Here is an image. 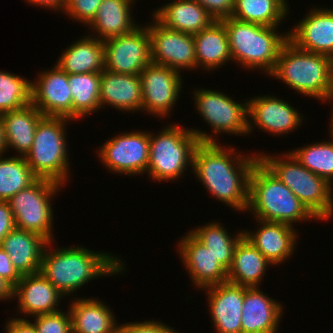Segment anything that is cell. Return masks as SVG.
Masks as SVG:
<instances>
[{
	"mask_svg": "<svg viewBox=\"0 0 333 333\" xmlns=\"http://www.w3.org/2000/svg\"><path fill=\"white\" fill-rule=\"evenodd\" d=\"M224 147L217 142H200L193 154L192 172L214 198L235 211L246 212L249 175L259 154L242 155L235 147Z\"/></svg>",
	"mask_w": 333,
	"mask_h": 333,
	"instance_id": "obj_1",
	"label": "cell"
},
{
	"mask_svg": "<svg viewBox=\"0 0 333 333\" xmlns=\"http://www.w3.org/2000/svg\"><path fill=\"white\" fill-rule=\"evenodd\" d=\"M50 244L53 241L45 247L40 272L63 296L73 294L98 277L126 270L125 262L112 253L91 251L78 245L53 249Z\"/></svg>",
	"mask_w": 333,
	"mask_h": 333,
	"instance_id": "obj_2",
	"label": "cell"
},
{
	"mask_svg": "<svg viewBox=\"0 0 333 333\" xmlns=\"http://www.w3.org/2000/svg\"><path fill=\"white\" fill-rule=\"evenodd\" d=\"M270 75L298 94L333 101V58L328 55L299 49L287 40Z\"/></svg>",
	"mask_w": 333,
	"mask_h": 333,
	"instance_id": "obj_3",
	"label": "cell"
},
{
	"mask_svg": "<svg viewBox=\"0 0 333 333\" xmlns=\"http://www.w3.org/2000/svg\"><path fill=\"white\" fill-rule=\"evenodd\" d=\"M248 210L255 219L291 226L317 219L260 160L249 175Z\"/></svg>",
	"mask_w": 333,
	"mask_h": 333,
	"instance_id": "obj_4",
	"label": "cell"
},
{
	"mask_svg": "<svg viewBox=\"0 0 333 333\" xmlns=\"http://www.w3.org/2000/svg\"><path fill=\"white\" fill-rule=\"evenodd\" d=\"M168 125L157 135L150 133L147 175L160 182L182 178L188 165L192 166L193 154L200 142L216 143L214 136L204 130Z\"/></svg>",
	"mask_w": 333,
	"mask_h": 333,
	"instance_id": "obj_5",
	"label": "cell"
},
{
	"mask_svg": "<svg viewBox=\"0 0 333 333\" xmlns=\"http://www.w3.org/2000/svg\"><path fill=\"white\" fill-rule=\"evenodd\" d=\"M227 30L232 61L245 69H261L269 75L278 59L279 52L288 40V33L257 23L242 22L232 17L220 20Z\"/></svg>",
	"mask_w": 333,
	"mask_h": 333,
	"instance_id": "obj_6",
	"label": "cell"
},
{
	"mask_svg": "<svg viewBox=\"0 0 333 333\" xmlns=\"http://www.w3.org/2000/svg\"><path fill=\"white\" fill-rule=\"evenodd\" d=\"M259 154V160L308 208L317 220L333 216V186L304 167L289 151L272 156ZM265 154V155H264Z\"/></svg>",
	"mask_w": 333,
	"mask_h": 333,
	"instance_id": "obj_7",
	"label": "cell"
},
{
	"mask_svg": "<svg viewBox=\"0 0 333 333\" xmlns=\"http://www.w3.org/2000/svg\"><path fill=\"white\" fill-rule=\"evenodd\" d=\"M69 120L73 121L65 117H44L36 128L33 146L25 156L38 178L49 179L63 186L69 181L70 174L65 134Z\"/></svg>",
	"mask_w": 333,
	"mask_h": 333,
	"instance_id": "obj_8",
	"label": "cell"
},
{
	"mask_svg": "<svg viewBox=\"0 0 333 333\" xmlns=\"http://www.w3.org/2000/svg\"><path fill=\"white\" fill-rule=\"evenodd\" d=\"M62 187L63 185L58 182L38 178L10 198L8 202L16 228L37 233L49 242L53 241L52 220L54 218L51 200Z\"/></svg>",
	"mask_w": 333,
	"mask_h": 333,
	"instance_id": "obj_9",
	"label": "cell"
},
{
	"mask_svg": "<svg viewBox=\"0 0 333 333\" xmlns=\"http://www.w3.org/2000/svg\"><path fill=\"white\" fill-rule=\"evenodd\" d=\"M193 93L194 106L214 136L220 133L248 135V100L237 103L227 94L210 89H196Z\"/></svg>",
	"mask_w": 333,
	"mask_h": 333,
	"instance_id": "obj_10",
	"label": "cell"
},
{
	"mask_svg": "<svg viewBox=\"0 0 333 333\" xmlns=\"http://www.w3.org/2000/svg\"><path fill=\"white\" fill-rule=\"evenodd\" d=\"M149 131H131L106 140L98 149L100 163L107 170L127 176L147 172L149 162Z\"/></svg>",
	"mask_w": 333,
	"mask_h": 333,
	"instance_id": "obj_11",
	"label": "cell"
},
{
	"mask_svg": "<svg viewBox=\"0 0 333 333\" xmlns=\"http://www.w3.org/2000/svg\"><path fill=\"white\" fill-rule=\"evenodd\" d=\"M104 69L128 75H139L152 63L150 36L147 26L104 41Z\"/></svg>",
	"mask_w": 333,
	"mask_h": 333,
	"instance_id": "obj_12",
	"label": "cell"
},
{
	"mask_svg": "<svg viewBox=\"0 0 333 333\" xmlns=\"http://www.w3.org/2000/svg\"><path fill=\"white\" fill-rule=\"evenodd\" d=\"M146 25L150 36L153 64L170 67L180 73L197 68L193 34L164 27L155 18ZM195 68V69H194Z\"/></svg>",
	"mask_w": 333,
	"mask_h": 333,
	"instance_id": "obj_13",
	"label": "cell"
},
{
	"mask_svg": "<svg viewBox=\"0 0 333 333\" xmlns=\"http://www.w3.org/2000/svg\"><path fill=\"white\" fill-rule=\"evenodd\" d=\"M142 85V110L168 118L182 92L181 73L167 66L149 64L139 74ZM169 114V115H168Z\"/></svg>",
	"mask_w": 333,
	"mask_h": 333,
	"instance_id": "obj_14",
	"label": "cell"
},
{
	"mask_svg": "<svg viewBox=\"0 0 333 333\" xmlns=\"http://www.w3.org/2000/svg\"><path fill=\"white\" fill-rule=\"evenodd\" d=\"M52 68L41 71L38 79L31 82V104L45 117H65L73 120V100L68 74L56 64Z\"/></svg>",
	"mask_w": 333,
	"mask_h": 333,
	"instance_id": "obj_15",
	"label": "cell"
},
{
	"mask_svg": "<svg viewBox=\"0 0 333 333\" xmlns=\"http://www.w3.org/2000/svg\"><path fill=\"white\" fill-rule=\"evenodd\" d=\"M248 116V135L256 127L272 135H286L298 129L303 121L302 114L297 109L274 95L249 99Z\"/></svg>",
	"mask_w": 333,
	"mask_h": 333,
	"instance_id": "obj_16",
	"label": "cell"
},
{
	"mask_svg": "<svg viewBox=\"0 0 333 333\" xmlns=\"http://www.w3.org/2000/svg\"><path fill=\"white\" fill-rule=\"evenodd\" d=\"M178 252L189 277L200 290L227 281V270L190 232L178 242ZM202 288V289H201Z\"/></svg>",
	"mask_w": 333,
	"mask_h": 333,
	"instance_id": "obj_17",
	"label": "cell"
},
{
	"mask_svg": "<svg viewBox=\"0 0 333 333\" xmlns=\"http://www.w3.org/2000/svg\"><path fill=\"white\" fill-rule=\"evenodd\" d=\"M291 31L288 40L299 49L333 58V8H313Z\"/></svg>",
	"mask_w": 333,
	"mask_h": 333,
	"instance_id": "obj_18",
	"label": "cell"
},
{
	"mask_svg": "<svg viewBox=\"0 0 333 333\" xmlns=\"http://www.w3.org/2000/svg\"><path fill=\"white\" fill-rule=\"evenodd\" d=\"M244 287L229 281L204 288L216 333H242Z\"/></svg>",
	"mask_w": 333,
	"mask_h": 333,
	"instance_id": "obj_19",
	"label": "cell"
},
{
	"mask_svg": "<svg viewBox=\"0 0 333 333\" xmlns=\"http://www.w3.org/2000/svg\"><path fill=\"white\" fill-rule=\"evenodd\" d=\"M14 297L18 298V313L27 318L60 311L57 306L64 298L40 271L22 275L14 287Z\"/></svg>",
	"mask_w": 333,
	"mask_h": 333,
	"instance_id": "obj_20",
	"label": "cell"
},
{
	"mask_svg": "<svg viewBox=\"0 0 333 333\" xmlns=\"http://www.w3.org/2000/svg\"><path fill=\"white\" fill-rule=\"evenodd\" d=\"M259 228L256 232L244 231V236L273 265L278 266L288 260L295 251L298 233L295 226L279 222H266L256 219ZM297 239V240H296Z\"/></svg>",
	"mask_w": 333,
	"mask_h": 333,
	"instance_id": "obj_21",
	"label": "cell"
},
{
	"mask_svg": "<svg viewBox=\"0 0 333 333\" xmlns=\"http://www.w3.org/2000/svg\"><path fill=\"white\" fill-rule=\"evenodd\" d=\"M281 304L259 287L247 288L241 315L242 333H278L284 307Z\"/></svg>",
	"mask_w": 333,
	"mask_h": 333,
	"instance_id": "obj_22",
	"label": "cell"
},
{
	"mask_svg": "<svg viewBox=\"0 0 333 333\" xmlns=\"http://www.w3.org/2000/svg\"><path fill=\"white\" fill-rule=\"evenodd\" d=\"M100 109L105 105L126 112L142 110V85L139 75L117 74L104 69L100 81Z\"/></svg>",
	"mask_w": 333,
	"mask_h": 333,
	"instance_id": "obj_23",
	"label": "cell"
},
{
	"mask_svg": "<svg viewBox=\"0 0 333 333\" xmlns=\"http://www.w3.org/2000/svg\"><path fill=\"white\" fill-rule=\"evenodd\" d=\"M153 11L152 17L164 27L195 34L211 26L216 20L195 0H171Z\"/></svg>",
	"mask_w": 333,
	"mask_h": 333,
	"instance_id": "obj_24",
	"label": "cell"
},
{
	"mask_svg": "<svg viewBox=\"0 0 333 333\" xmlns=\"http://www.w3.org/2000/svg\"><path fill=\"white\" fill-rule=\"evenodd\" d=\"M48 240L41 235L14 228L0 246L8 253L13 266L21 275L40 271L41 262Z\"/></svg>",
	"mask_w": 333,
	"mask_h": 333,
	"instance_id": "obj_25",
	"label": "cell"
},
{
	"mask_svg": "<svg viewBox=\"0 0 333 333\" xmlns=\"http://www.w3.org/2000/svg\"><path fill=\"white\" fill-rule=\"evenodd\" d=\"M70 304L72 333H118L114 312L99 298H77Z\"/></svg>",
	"mask_w": 333,
	"mask_h": 333,
	"instance_id": "obj_26",
	"label": "cell"
},
{
	"mask_svg": "<svg viewBox=\"0 0 333 333\" xmlns=\"http://www.w3.org/2000/svg\"><path fill=\"white\" fill-rule=\"evenodd\" d=\"M272 264L243 236L236 244L227 281L244 287H259L267 268Z\"/></svg>",
	"mask_w": 333,
	"mask_h": 333,
	"instance_id": "obj_27",
	"label": "cell"
},
{
	"mask_svg": "<svg viewBox=\"0 0 333 333\" xmlns=\"http://www.w3.org/2000/svg\"><path fill=\"white\" fill-rule=\"evenodd\" d=\"M135 2L134 0H103L96 17L85 27L92 28V34L94 32L95 35L91 36H96L103 41L128 34L139 26L135 24L136 21L131 16V8Z\"/></svg>",
	"mask_w": 333,
	"mask_h": 333,
	"instance_id": "obj_28",
	"label": "cell"
},
{
	"mask_svg": "<svg viewBox=\"0 0 333 333\" xmlns=\"http://www.w3.org/2000/svg\"><path fill=\"white\" fill-rule=\"evenodd\" d=\"M62 53L55 64L68 75L104 70V41L97 37L83 36Z\"/></svg>",
	"mask_w": 333,
	"mask_h": 333,
	"instance_id": "obj_29",
	"label": "cell"
},
{
	"mask_svg": "<svg viewBox=\"0 0 333 333\" xmlns=\"http://www.w3.org/2000/svg\"><path fill=\"white\" fill-rule=\"evenodd\" d=\"M197 69L215 71L232 61L227 30L221 21H215L208 28L193 34Z\"/></svg>",
	"mask_w": 333,
	"mask_h": 333,
	"instance_id": "obj_30",
	"label": "cell"
},
{
	"mask_svg": "<svg viewBox=\"0 0 333 333\" xmlns=\"http://www.w3.org/2000/svg\"><path fill=\"white\" fill-rule=\"evenodd\" d=\"M1 115L4 122L7 147L15 149L18 156L25 157L33 146L38 123L45 116L32 104Z\"/></svg>",
	"mask_w": 333,
	"mask_h": 333,
	"instance_id": "obj_31",
	"label": "cell"
},
{
	"mask_svg": "<svg viewBox=\"0 0 333 333\" xmlns=\"http://www.w3.org/2000/svg\"><path fill=\"white\" fill-rule=\"evenodd\" d=\"M288 6L285 0H235L231 17L242 22L279 27L289 15Z\"/></svg>",
	"mask_w": 333,
	"mask_h": 333,
	"instance_id": "obj_32",
	"label": "cell"
},
{
	"mask_svg": "<svg viewBox=\"0 0 333 333\" xmlns=\"http://www.w3.org/2000/svg\"><path fill=\"white\" fill-rule=\"evenodd\" d=\"M198 241L204 244L214 255L218 262L228 271L233 261V253L236 244L244 236L240 230L232 235L228 233L221 222H209L189 231ZM239 233V234H238Z\"/></svg>",
	"mask_w": 333,
	"mask_h": 333,
	"instance_id": "obj_33",
	"label": "cell"
},
{
	"mask_svg": "<svg viewBox=\"0 0 333 333\" xmlns=\"http://www.w3.org/2000/svg\"><path fill=\"white\" fill-rule=\"evenodd\" d=\"M101 72L68 75L73 100V120H80L100 109Z\"/></svg>",
	"mask_w": 333,
	"mask_h": 333,
	"instance_id": "obj_34",
	"label": "cell"
},
{
	"mask_svg": "<svg viewBox=\"0 0 333 333\" xmlns=\"http://www.w3.org/2000/svg\"><path fill=\"white\" fill-rule=\"evenodd\" d=\"M38 177L27 164L25 157H0V200L8 201L19 191L34 183Z\"/></svg>",
	"mask_w": 333,
	"mask_h": 333,
	"instance_id": "obj_35",
	"label": "cell"
},
{
	"mask_svg": "<svg viewBox=\"0 0 333 333\" xmlns=\"http://www.w3.org/2000/svg\"><path fill=\"white\" fill-rule=\"evenodd\" d=\"M292 149L290 153L308 170L333 186V138Z\"/></svg>",
	"mask_w": 333,
	"mask_h": 333,
	"instance_id": "obj_36",
	"label": "cell"
},
{
	"mask_svg": "<svg viewBox=\"0 0 333 333\" xmlns=\"http://www.w3.org/2000/svg\"><path fill=\"white\" fill-rule=\"evenodd\" d=\"M31 82L7 71H0V114L31 104Z\"/></svg>",
	"mask_w": 333,
	"mask_h": 333,
	"instance_id": "obj_37",
	"label": "cell"
},
{
	"mask_svg": "<svg viewBox=\"0 0 333 333\" xmlns=\"http://www.w3.org/2000/svg\"><path fill=\"white\" fill-rule=\"evenodd\" d=\"M34 325L38 333H72L71 315L60 311L35 316Z\"/></svg>",
	"mask_w": 333,
	"mask_h": 333,
	"instance_id": "obj_38",
	"label": "cell"
},
{
	"mask_svg": "<svg viewBox=\"0 0 333 333\" xmlns=\"http://www.w3.org/2000/svg\"><path fill=\"white\" fill-rule=\"evenodd\" d=\"M103 0H66L64 14L83 25H89L96 17Z\"/></svg>",
	"mask_w": 333,
	"mask_h": 333,
	"instance_id": "obj_39",
	"label": "cell"
},
{
	"mask_svg": "<svg viewBox=\"0 0 333 333\" xmlns=\"http://www.w3.org/2000/svg\"><path fill=\"white\" fill-rule=\"evenodd\" d=\"M162 321L127 322L119 325L118 333H179Z\"/></svg>",
	"mask_w": 333,
	"mask_h": 333,
	"instance_id": "obj_40",
	"label": "cell"
},
{
	"mask_svg": "<svg viewBox=\"0 0 333 333\" xmlns=\"http://www.w3.org/2000/svg\"><path fill=\"white\" fill-rule=\"evenodd\" d=\"M202 5L216 21L231 17L235 0H195Z\"/></svg>",
	"mask_w": 333,
	"mask_h": 333,
	"instance_id": "obj_41",
	"label": "cell"
},
{
	"mask_svg": "<svg viewBox=\"0 0 333 333\" xmlns=\"http://www.w3.org/2000/svg\"><path fill=\"white\" fill-rule=\"evenodd\" d=\"M0 277L9 281L14 287L21 280L22 275L13 266L11 259L0 246Z\"/></svg>",
	"mask_w": 333,
	"mask_h": 333,
	"instance_id": "obj_42",
	"label": "cell"
},
{
	"mask_svg": "<svg viewBox=\"0 0 333 333\" xmlns=\"http://www.w3.org/2000/svg\"><path fill=\"white\" fill-rule=\"evenodd\" d=\"M15 227V220L9 202L0 200V244L4 237Z\"/></svg>",
	"mask_w": 333,
	"mask_h": 333,
	"instance_id": "obj_43",
	"label": "cell"
},
{
	"mask_svg": "<svg viewBox=\"0 0 333 333\" xmlns=\"http://www.w3.org/2000/svg\"><path fill=\"white\" fill-rule=\"evenodd\" d=\"M6 323L5 333H38L33 322L22 317L10 318Z\"/></svg>",
	"mask_w": 333,
	"mask_h": 333,
	"instance_id": "obj_44",
	"label": "cell"
},
{
	"mask_svg": "<svg viewBox=\"0 0 333 333\" xmlns=\"http://www.w3.org/2000/svg\"><path fill=\"white\" fill-rule=\"evenodd\" d=\"M29 4H34L35 6H41L43 8H48L52 10L63 11L66 0H26Z\"/></svg>",
	"mask_w": 333,
	"mask_h": 333,
	"instance_id": "obj_45",
	"label": "cell"
},
{
	"mask_svg": "<svg viewBox=\"0 0 333 333\" xmlns=\"http://www.w3.org/2000/svg\"><path fill=\"white\" fill-rule=\"evenodd\" d=\"M14 298V286L6 279L0 277V301Z\"/></svg>",
	"mask_w": 333,
	"mask_h": 333,
	"instance_id": "obj_46",
	"label": "cell"
},
{
	"mask_svg": "<svg viewBox=\"0 0 333 333\" xmlns=\"http://www.w3.org/2000/svg\"><path fill=\"white\" fill-rule=\"evenodd\" d=\"M9 152L6 137H5V128L2 115L0 114V157L3 156L5 152Z\"/></svg>",
	"mask_w": 333,
	"mask_h": 333,
	"instance_id": "obj_47",
	"label": "cell"
},
{
	"mask_svg": "<svg viewBox=\"0 0 333 333\" xmlns=\"http://www.w3.org/2000/svg\"><path fill=\"white\" fill-rule=\"evenodd\" d=\"M332 112V114H331V127H330V129H329V132L331 133H329V135H332V137H333V110L331 111Z\"/></svg>",
	"mask_w": 333,
	"mask_h": 333,
	"instance_id": "obj_48",
	"label": "cell"
}]
</instances>
